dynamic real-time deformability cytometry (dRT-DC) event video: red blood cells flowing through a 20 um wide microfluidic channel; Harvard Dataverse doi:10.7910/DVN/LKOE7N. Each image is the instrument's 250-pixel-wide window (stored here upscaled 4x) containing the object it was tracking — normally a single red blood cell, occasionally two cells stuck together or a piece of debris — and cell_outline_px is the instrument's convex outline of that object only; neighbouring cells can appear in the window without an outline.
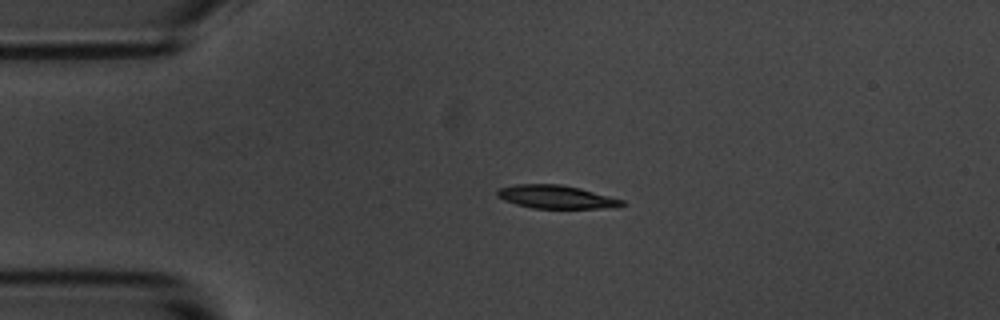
{"species": "common noctule bat (a hibernating species)", "species_latin": "Nyctalus noctula", "temperature_condition": "room temperature", "stored_images_in_passage": 4, "camera_frame_rate_fps": 3000, "um_per_image_px": 0.085, "animal": {"sex": "male", "body_mass_g": 20.1, "forearm_length_mm": 53.5}, "frame": {"image": 1, "passage_image": 3, "time_ms": 2.333, "image_size_px": [1000, 320], "cell_outline_px": [[628, 204], [616, 208], [532, 208], [516, 204], [504, 200], [496, 196], [496, 192], [500, 188], [516, 184], [560, 184], [580, 188], [624, 200]], "centroid_in_image_um": [47.31, 16.74], "position_along_channel_um": 37.7, "area_um2": 16.99}}